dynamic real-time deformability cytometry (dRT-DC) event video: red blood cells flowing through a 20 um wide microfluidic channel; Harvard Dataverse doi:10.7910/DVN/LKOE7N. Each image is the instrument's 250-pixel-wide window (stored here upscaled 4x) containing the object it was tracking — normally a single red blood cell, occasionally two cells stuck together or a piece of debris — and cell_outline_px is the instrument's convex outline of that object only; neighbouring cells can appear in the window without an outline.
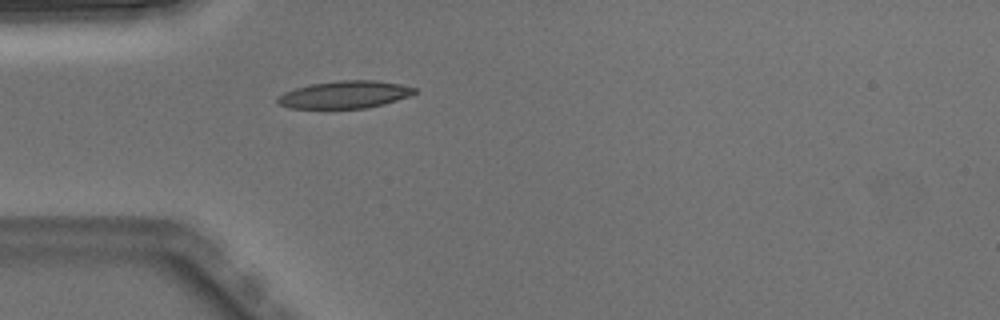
{"species": "Egyptian fruit bat (a non-hibernating species)", "species_latin": "Rousettus aegyptiacus", "temperature_condition": "warm", "stored_images_in_passage": 1, "camera_frame_rate_fps": 3000, "um_per_image_px": 0.085, "animal": {"sex": "male"}, "frame": {"image": 1, "passage_image": 1, "time_ms": 0.0, "image_size_px": [1000, 320], "cell_outline_px": [[416, 92], [412, 96], [384, 104], [364, 108], [288, 108], [276, 104], [276, 96], [284, 92], [296, 88], [312, 84], [340, 80], [376, 80], [400, 84], [416, 88]], "centroid_in_image_um": [29.29, 8.04], "position_along_channel_um": 55.7, "area_um2": 22.02}}